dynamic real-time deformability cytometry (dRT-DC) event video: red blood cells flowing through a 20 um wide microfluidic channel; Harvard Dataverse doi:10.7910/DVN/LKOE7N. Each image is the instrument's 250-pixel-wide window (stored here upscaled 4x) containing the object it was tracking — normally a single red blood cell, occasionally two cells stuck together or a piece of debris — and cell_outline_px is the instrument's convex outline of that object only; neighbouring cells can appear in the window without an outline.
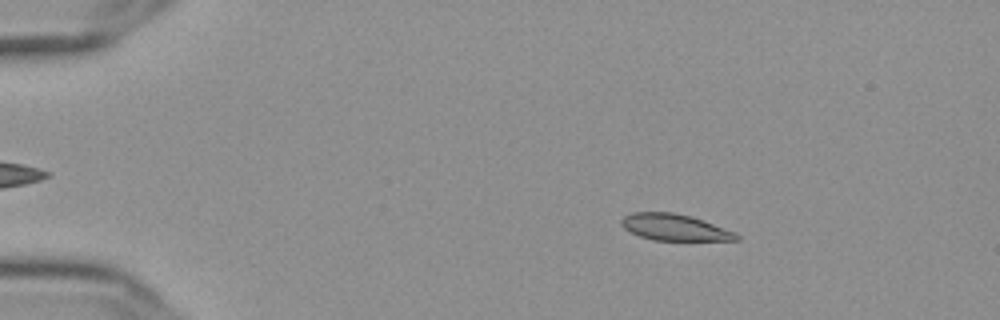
{"species": "Egyptian fruit bat (a non-hibernating species)", "species_latin": "Rousettus aegyptiacus", "temperature_condition": "cold", "stored_images_in_passage": 57, "camera_frame_rate_fps": 3000, "um_per_image_px": 0.085, "frame": {"image": 1, "passage_image": 10, "time_ms": 3.0, "image_size_px": [1000, 320], "cell_outline_px": [[740, 240], [652, 240], [640, 236], [624, 228], [620, 224], [620, 220], [624, 216], [632, 212], [672, 212], [692, 216], [704, 220], [736, 232], [740, 236]], "centroid_in_image_um": [57.35, 19.31], "position_along_channel_um": 27.6, "area_um2": 17.8}}
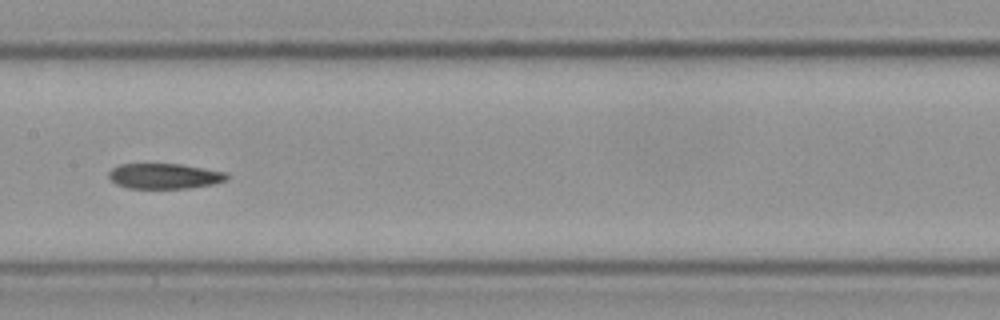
{"frame": {"image": 2, "passage_image": 30, "time_ms": 9.667, "image_size_px": [1000, 320], "cell_outline_px": [[228, 180], [212, 184], [188, 188], [128, 188], [116, 184], [108, 176], [108, 172], [112, 168], [120, 164], [180, 164], [224, 172], [228, 176]], "centroid_in_image_um": [13.95, 14.97], "position_along_channel_um": 193.5, "area_um2": 17.28}}
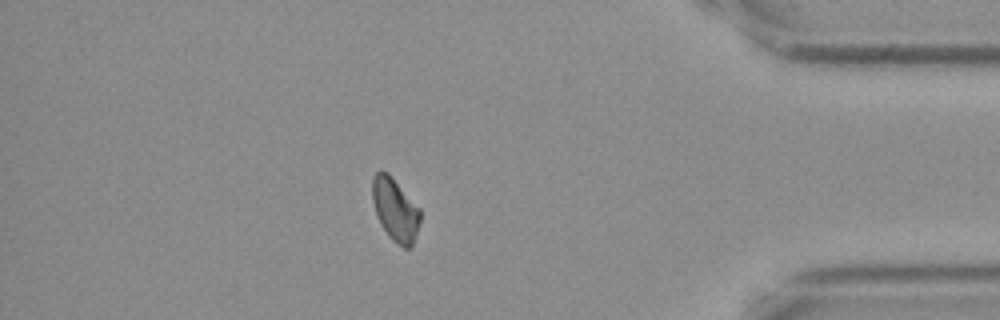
{"frame": {"image": 3, "passage_image": 50, "time_ms": 16.333, "image_size_px": [1000, 320], "cell_outline_px": [[420, 220], [412, 244], [408, 248], [404, 248], [396, 244], [388, 236], [380, 224], [376, 216], [372, 200], [372, 180], [376, 172], [380, 168], [388, 172], [420, 208]], "centroid_in_image_um": [33.56, 17.79], "position_along_channel_um": 401.6, "area_um2": 17.69}}